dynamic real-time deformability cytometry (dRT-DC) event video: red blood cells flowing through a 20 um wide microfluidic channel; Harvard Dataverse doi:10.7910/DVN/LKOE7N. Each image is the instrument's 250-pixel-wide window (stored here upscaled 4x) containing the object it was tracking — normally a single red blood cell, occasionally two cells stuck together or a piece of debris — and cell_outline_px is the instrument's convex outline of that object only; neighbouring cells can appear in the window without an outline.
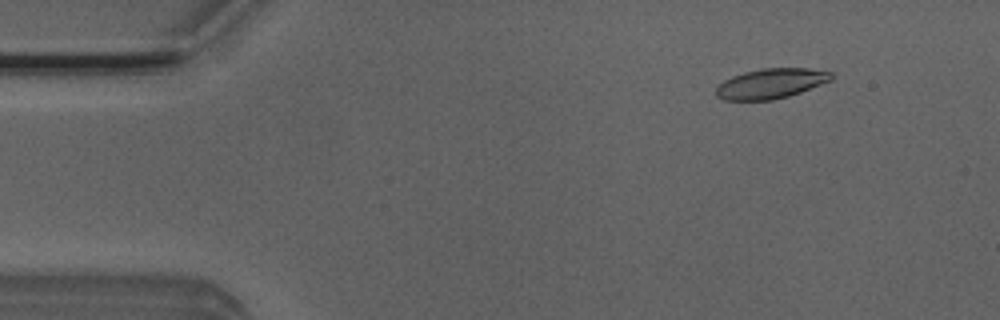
{"species": "Egyptian fruit bat (a non-hibernating species)", "species_latin": "Rousettus aegyptiacus", "temperature_condition": "room temperature", "stored_images_in_passage": 50, "camera_frame_rate_fps": 3000, "um_per_image_px": 0.085, "animal": {"sex": "male"}, "frame": {"image": 1, "passage_image": 4, "time_ms": 1.0, "image_size_px": [1000, 320], "cell_outline_px": [[832, 80], [800, 92], [788, 96], [772, 100], [724, 100], [716, 96], [716, 88], [724, 80], [732, 76], [744, 72], [760, 68], [808, 68], [832, 72]], "centroid_in_image_um": [65.51, 7.09], "position_along_channel_um": 19.5, "area_um2": 20.11}}
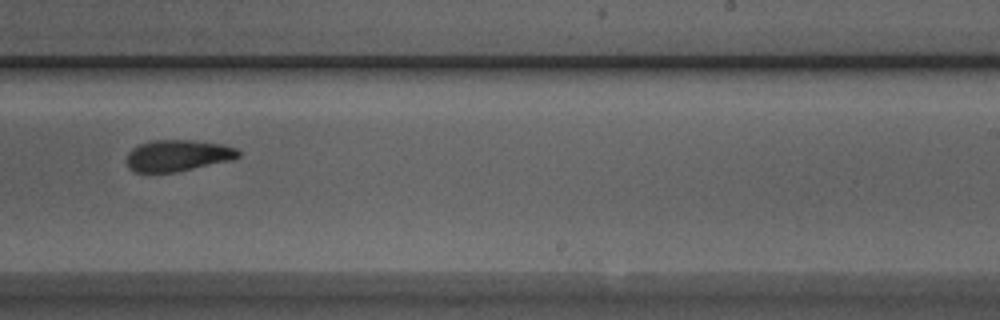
{"frame": {"image": 2, "passage_image": 30, "time_ms": 9.667, "image_size_px": [1000, 320], "cell_outline_px": [[240, 156], [232, 160], [176, 172], [136, 172], [128, 168], [124, 160], [128, 152], [132, 148], [140, 144], [152, 140], [192, 140], [220, 144], [236, 148], [240, 152]], "centroid_in_image_um": [15.07, 13.22], "position_along_channel_um": 273.9, "area_um2": 20.58}}
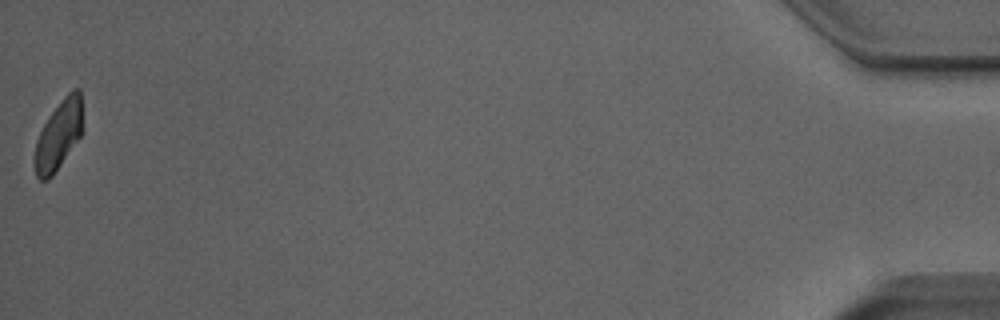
{"frame": {"image": 3, "passage_image": 50, "time_ms": 16.333, "image_size_px": [1000, 320], "cell_outline_px": [[84, 132], [52, 176], [48, 180], [40, 180], [36, 176], [36, 140], [44, 124], [52, 112], [64, 96], [72, 88], [80, 88], [84, 128]], "centroid_in_image_um": [5.05, 11.43], "position_along_channel_um": 430.1, "area_um2": 19.31}, "authors_computed_cell_mechanics": {"area_um2": 20.9236, "velocity_mm_per_s": 3.9086, "shape_relaxation_time_tau1_ms": 3.6018, "shape_relaxation_time_tau2_ms": 3.7798, "deformation_change_tau1": 0.1295, "deformation_change_tau2": 0.0981}}